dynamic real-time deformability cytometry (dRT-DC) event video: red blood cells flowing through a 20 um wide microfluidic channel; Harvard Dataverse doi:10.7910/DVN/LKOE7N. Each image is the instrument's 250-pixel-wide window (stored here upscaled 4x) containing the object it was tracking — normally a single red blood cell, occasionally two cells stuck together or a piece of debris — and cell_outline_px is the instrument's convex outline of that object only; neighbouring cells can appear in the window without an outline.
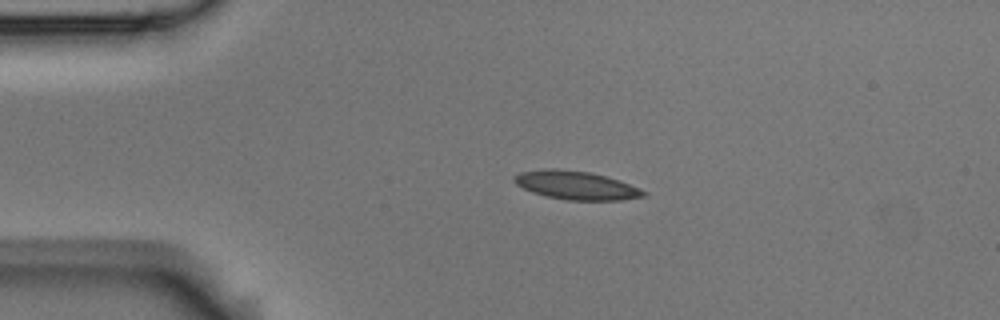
{"species": "Egyptian fruit bat (a non-hibernating species)", "species_latin": "Rousettus aegyptiacus", "temperature_condition": "room temperature", "stored_images_in_passage": 4, "camera_frame_rate_fps": 3000, "um_per_image_px": 0.085, "animal": {"sex": "male"}, "frame": {"image": 1, "passage_image": 3, "time_ms": 0.667, "image_size_px": [1000, 320], "cell_outline_px": [[648, 196], [620, 200], [568, 200], [544, 196], [532, 192], [516, 184], [512, 180], [512, 176], [520, 172], [548, 168], [552, 168], [588, 172], [604, 176], [628, 184], [648, 192]], "centroid_in_image_um": [48.93, 15.76], "position_along_channel_um": 36.1, "area_um2": 21.33}}